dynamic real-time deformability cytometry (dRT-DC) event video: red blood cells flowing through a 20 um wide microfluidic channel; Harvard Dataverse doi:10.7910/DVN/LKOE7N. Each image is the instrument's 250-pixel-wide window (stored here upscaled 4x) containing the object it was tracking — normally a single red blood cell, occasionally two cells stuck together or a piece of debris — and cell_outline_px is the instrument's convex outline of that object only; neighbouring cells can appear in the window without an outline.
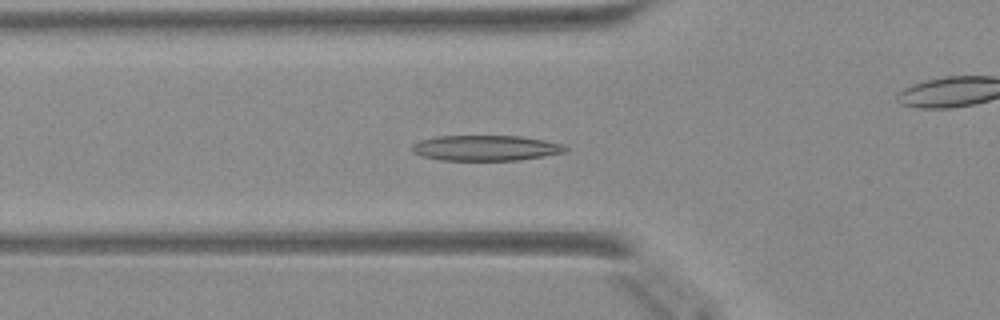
{"species": "Egyptian fruit bat (a non-hibernating species)", "species_latin": "Rousettus aegyptiacus", "temperature_condition": "warm", "stored_images_in_passage": 48, "camera_frame_rate_fps": 3000, "um_per_image_px": 0.085, "animal": {"sex": "female"}, "frame": {"image": 1, "passage_image": 16, "time_ms": 5.0, "image_size_px": [1000, 320], "cell_outline_px": [[568, 148], [564, 152], [544, 156], [520, 160], [440, 160], [420, 156], [412, 152], [412, 144], [420, 140], [436, 136], [520, 136], [544, 140], [564, 144]], "centroid_in_image_um": [41.26, 12.58], "position_along_channel_um": 84.5, "area_um2": 22.83}}
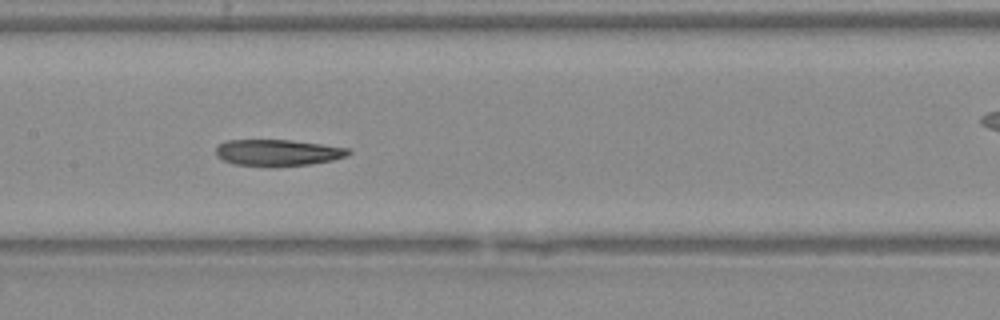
{"frame": {"image": 2, "passage_image": 23, "time_ms": 7.333, "image_size_px": [1000, 320], "cell_outline_px": [[352, 152], [348, 156], [332, 160], [312, 164], [276, 168], [272, 168], [232, 164], [216, 156], [216, 148], [224, 140], [292, 140], [348, 148]], "centroid_in_image_um": [23.6, 13.0], "position_along_channel_um": 183.8, "area_um2": 20.92}}
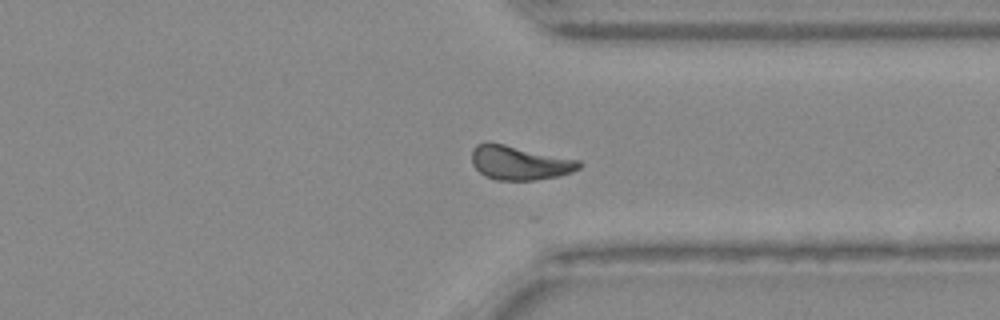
{"frame": {"image": 3, "passage_image": 36, "time_ms": 11.667, "image_size_px": [1000, 320], "cell_outline_px": [[580, 168], [572, 172], [560, 176], [536, 180], [496, 180], [484, 176], [472, 164], [472, 148], [476, 144], [504, 144], [580, 160]], "centroid_in_image_um": [44.18, 13.86], "position_along_channel_um": 367.2, "area_um2": 21.15}}